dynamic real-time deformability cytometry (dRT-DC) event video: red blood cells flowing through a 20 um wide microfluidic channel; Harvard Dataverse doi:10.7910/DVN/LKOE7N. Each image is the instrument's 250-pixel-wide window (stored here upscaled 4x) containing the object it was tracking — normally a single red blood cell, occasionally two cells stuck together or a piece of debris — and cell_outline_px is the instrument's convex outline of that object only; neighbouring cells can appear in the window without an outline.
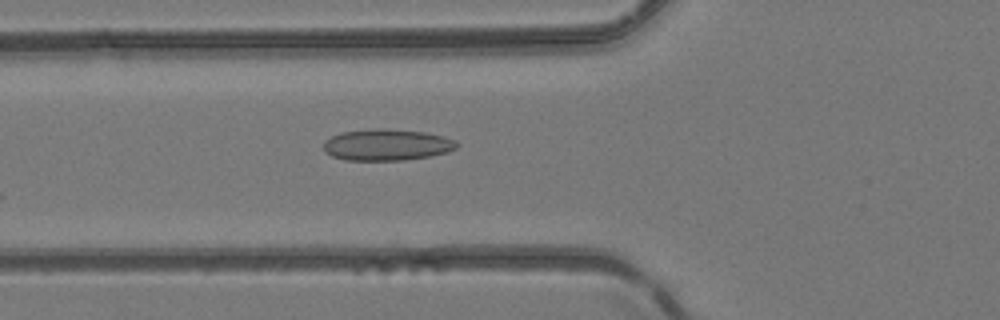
{"species": "common noctule bat (a hibernating species)", "species_latin": "Nyctalus noctula", "temperature_condition": "room temperature", "stored_images_in_passage": 23, "camera_frame_rate_fps": 3000, "um_per_image_px": 0.085, "animal": {"sex": "female", "body_mass_g": 24.6, "forearm_length_mm": 56.2}, "frame": {"image": 1, "passage_image": 11, "time_ms": 3.333, "image_size_px": [1000, 320], "cell_outline_px": [[460, 144], [456, 148], [448, 152], [428, 156], [404, 160], [344, 160], [332, 156], [324, 152], [324, 140], [340, 132], [376, 128], [380, 128], [424, 132], [444, 136], [456, 140]], "centroid_in_image_um": [32.87, 12.31], "position_along_channel_um": 92.9, "area_um2": 24.51}}
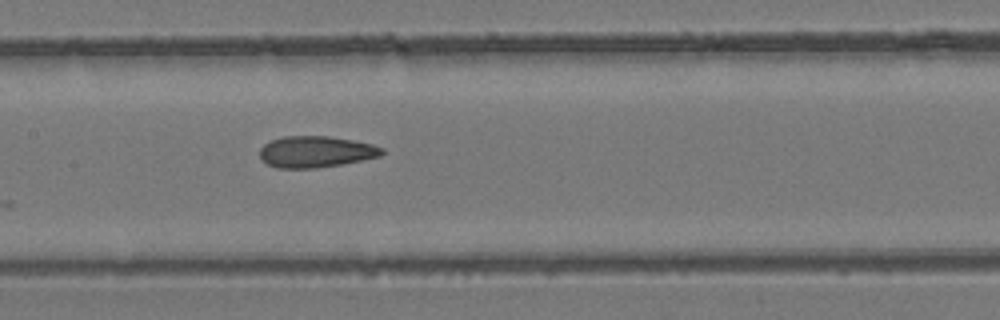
{"frame": {"image": 2, "passage_image": 17, "time_ms": 5.333, "image_size_px": [1000, 320], "cell_outline_px": [[384, 152], [380, 156], [340, 164], [316, 168], [276, 168], [260, 160], [260, 148], [264, 144], [272, 140], [284, 136], [328, 136], [352, 140], [372, 144], [384, 148]], "centroid_in_image_um": [26.82, 12.9], "position_along_channel_um": 180.6, "area_um2": 22.25}}
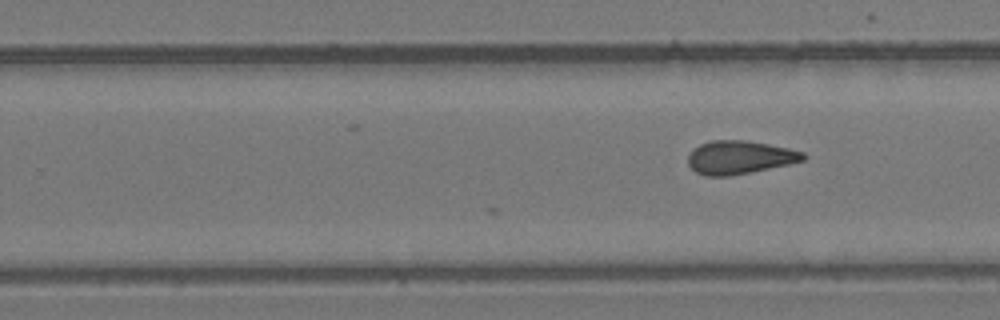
{"frame": {"image": 3, "passage_image": 23, "time_ms": 7.333, "image_size_px": [1000, 320], "cell_outline_px": [[808, 156], [804, 160], [788, 164], [752, 172], [728, 176], [704, 176], [696, 172], [688, 164], [688, 156], [700, 144], [712, 140], [748, 140], [788, 148], [804, 152]], "centroid_in_image_um": [62.89, 13.38], "position_along_channel_um": 266.9, "area_um2": 22.31}}